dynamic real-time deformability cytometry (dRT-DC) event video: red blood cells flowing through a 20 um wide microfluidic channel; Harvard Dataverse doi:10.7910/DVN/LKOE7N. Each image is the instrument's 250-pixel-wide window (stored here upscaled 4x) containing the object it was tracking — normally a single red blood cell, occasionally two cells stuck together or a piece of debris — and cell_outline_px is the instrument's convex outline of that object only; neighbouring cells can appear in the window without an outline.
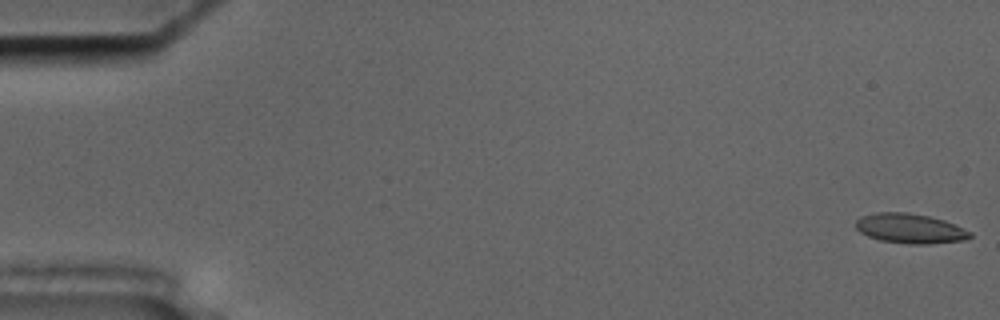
{"species": "common noctule bat (a hibernating species)", "species_latin": "Nyctalus noctula", "temperature_condition": "cold", "stored_images_in_passage": 56, "camera_frame_rate_fps": 3000, "um_per_image_px": 0.085, "animal": {"sex": "male", "body_mass_g": 17.5, "forearm_length_mm": 52.3}, "frame": {"image": 1, "passage_image": 1, "time_ms": 0.0, "image_size_px": [1000, 320], "cell_outline_px": [[972, 236], [964, 240], [928, 244], [908, 244], [880, 240], [868, 236], [860, 232], [856, 228], [856, 220], [860, 216], [876, 212], [908, 212], [928, 216], [944, 220], [972, 232]], "centroid_in_image_um": [77.33, 19.42], "position_along_channel_um": 7.7, "area_um2": 19.83}}
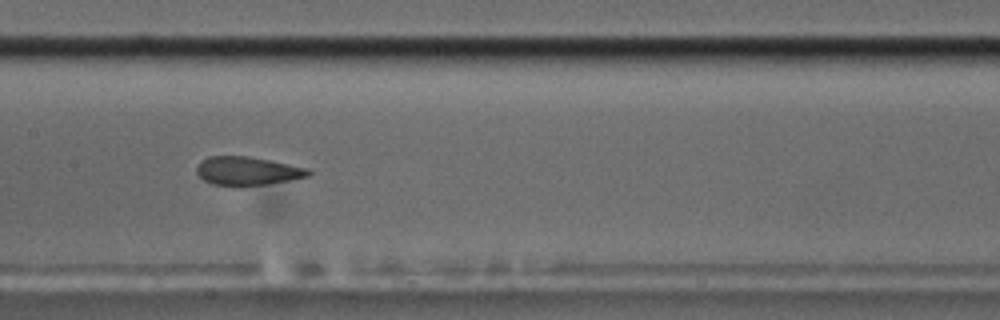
{"frame": {"image": 2, "passage_image": 28, "time_ms": 9.0, "image_size_px": [1000, 320], "cell_outline_px": [[312, 172], [308, 176], [268, 184], [240, 188], [212, 184], [204, 180], [196, 172], [196, 168], [208, 156], [248, 156], [308, 168]], "centroid_in_image_um": [21.01, 14.56], "position_along_channel_um": 186.4, "area_um2": 18.73}}
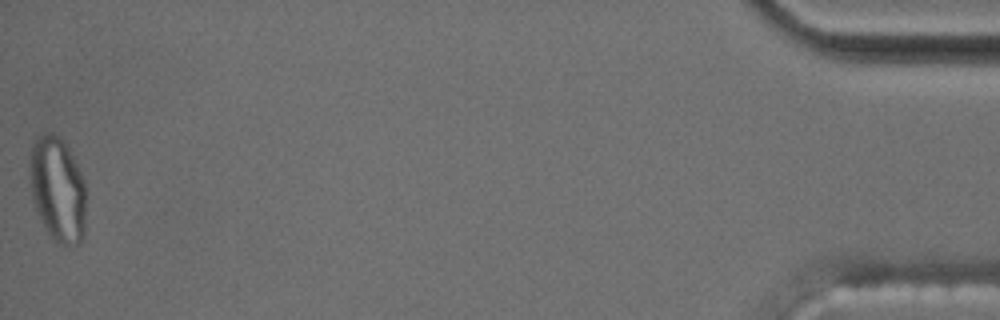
{"frame": {"image": 3, "passage_image": 56, "time_ms": 18.333, "image_size_px": [1000, 320], "cell_outline_px": [[84, 232], [80, 244], [56, 244], [48, 236], [36, 212], [32, 200], [32, 144], [36, 136], [44, 132], [52, 132], [68, 148], [84, 180]], "centroid_in_image_um": [4.89, 16.15], "position_along_channel_um": 430.3, "area_um2": 33.87}, "authors_computed_cell_mechanics": {"area_um2": 19.8832, "velocity_mm_per_s": 3.6275, "shape_relaxation_time_tau1_ms": null, "shape_relaxation_time_tau2_ms": 0.7888, "deformation_change_tau1": null, "deformation_change_tau2": 0.0695}}